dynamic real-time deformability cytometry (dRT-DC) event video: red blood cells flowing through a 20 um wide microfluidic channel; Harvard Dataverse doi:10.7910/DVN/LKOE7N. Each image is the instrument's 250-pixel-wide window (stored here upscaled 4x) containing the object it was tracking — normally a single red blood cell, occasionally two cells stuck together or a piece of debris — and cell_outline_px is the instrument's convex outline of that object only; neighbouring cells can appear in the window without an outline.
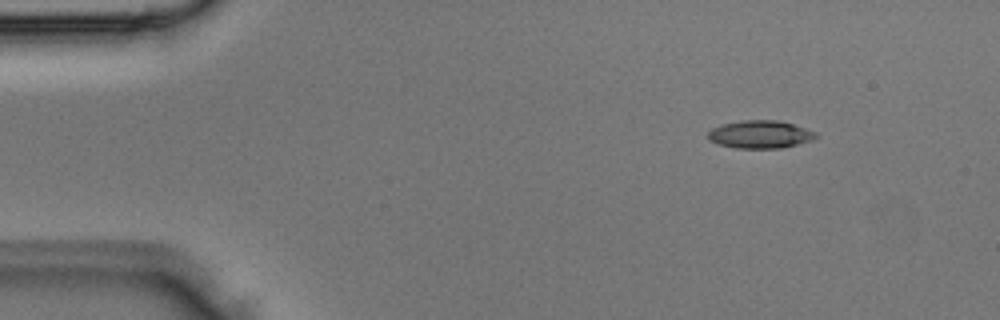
{"species": "Egyptian fruit bat (a non-hibernating species)", "species_latin": "Rousettus aegyptiacus", "temperature_condition": "room temperature", "stored_images_in_passage": 4, "camera_frame_rate_fps": 3000, "um_per_image_px": 0.085, "animal": {"sex": "male"}, "frame": {"image": 1, "passage_image": 1, "time_ms": 0.0, "image_size_px": [1000, 320], "cell_outline_px": [[820, 136], [812, 140], [780, 148], [736, 148], [716, 144], [708, 140], [708, 132], [712, 128], [724, 124], [740, 120], [776, 120], [792, 124], [816, 132]], "centroid_in_image_um": [64.59, 11.43], "position_along_channel_um": 20.4, "area_um2": 17.46}}
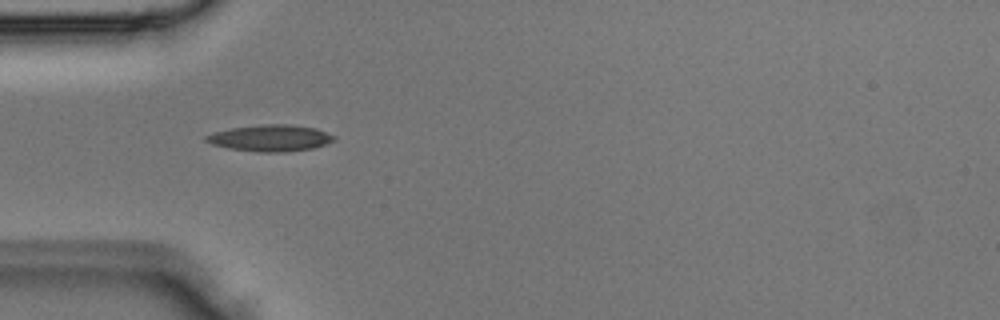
{"frame": {"image": 2, "passage_image": 3, "time_ms": 0.667, "image_size_px": [1000, 320], "cell_outline_px": [[336, 140], [312, 148], [284, 152], [260, 152], [228, 148], [212, 144], [204, 140], [204, 136], [212, 132], [232, 128], [264, 124], [288, 124], [316, 128], [336, 136]], "centroid_in_image_um": [22.97, 11.73], "position_along_channel_um": 62.0, "area_um2": 19.71}}
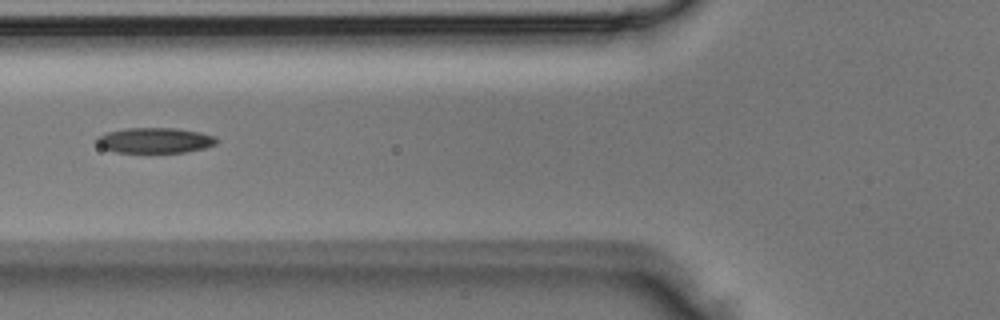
{"frame": {"image": 3, "passage_image": 4, "time_ms": 1.0, "image_size_px": [1000, 320], "cell_outline_px": [[220, 140], [216, 144], [204, 148], [184, 152], [112, 152], [96, 144], [96, 136], [108, 132], [124, 128], [176, 128], [200, 132], [216, 136]], "centroid_in_image_um": [13.17, 11.92], "position_along_channel_um": 112.6, "area_um2": 17.86}}